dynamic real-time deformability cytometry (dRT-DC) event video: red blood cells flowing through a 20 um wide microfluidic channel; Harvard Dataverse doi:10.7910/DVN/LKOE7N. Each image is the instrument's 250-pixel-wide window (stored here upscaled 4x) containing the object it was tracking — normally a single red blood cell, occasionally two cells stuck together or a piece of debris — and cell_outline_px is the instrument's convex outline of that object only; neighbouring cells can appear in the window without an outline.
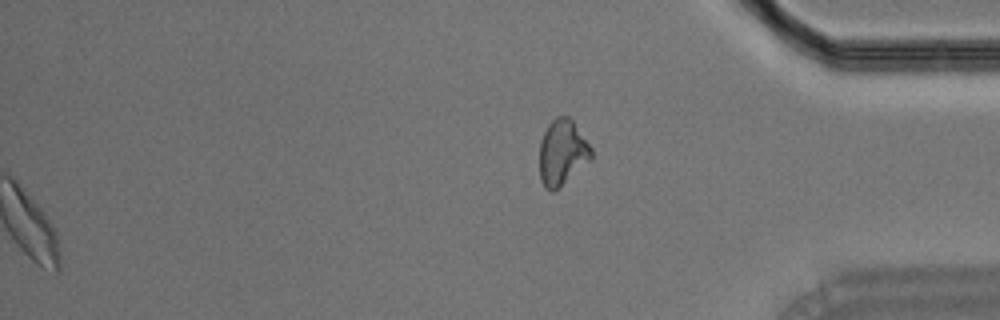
{"species": "Egyptian fruit bat (a non-hibernating species)", "species_latin": "Rousettus aegyptiacus", "temperature_condition": "room temperature", "stored_images_in_passage": 36, "segment_of_instrument_passage": [2, 2], "camera_frame_rate_fps": 3000, "um_per_image_px": 0.085, "animal": {"sex": "male"}, "frame": {"image": 1, "passage_image": 36, "time_ms": 11.667, "image_size_px": [1000, 320], "cell_outline_px": [[592, 160], [552, 192], [544, 188], [540, 180], [540, 140], [548, 124], [556, 116], [568, 116], [572, 120], [592, 148]], "centroid_in_image_um": [47.79, 12.96], "position_along_channel_um": 387.4, "area_um2": 19.77}}